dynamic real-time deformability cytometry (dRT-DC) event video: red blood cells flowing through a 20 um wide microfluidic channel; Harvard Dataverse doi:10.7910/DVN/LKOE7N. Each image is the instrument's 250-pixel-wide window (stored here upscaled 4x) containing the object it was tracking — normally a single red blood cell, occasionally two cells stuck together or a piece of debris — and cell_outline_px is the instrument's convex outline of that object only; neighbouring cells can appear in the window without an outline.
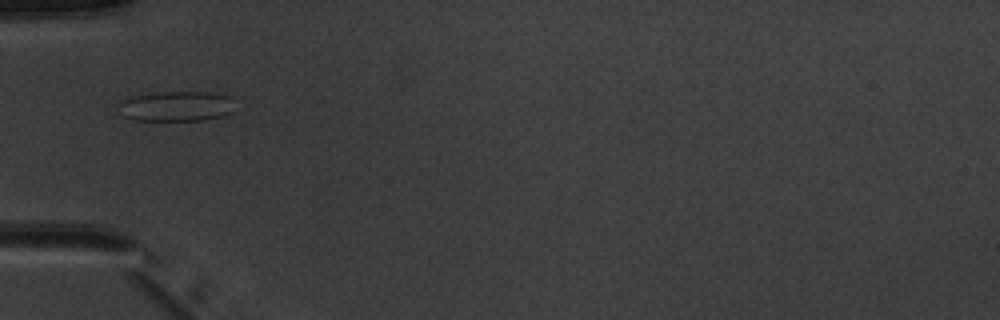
{"species": "common noctule bat (a hibernating species)", "species_latin": "Nyctalus noctula", "temperature_condition": "warm", "stored_images_in_passage": 6, "camera_frame_rate_fps": 3000, "um_per_image_px": 0.085, "animal": {"sex": "male", "body_mass_g": 20.1, "forearm_length_mm": 53.5}, "frame": {"image": 1, "passage_image": 5, "time_ms": 5.667, "image_size_px": [1000, 320], "cell_outline_px": [[232, 112], [224, 116], [200, 120], [132, 120], [124, 116], [120, 104], [124, 100], [136, 96], [164, 92], [208, 92], [228, 96]], "centroid_in_image_um": [15.0, 9.04], "position_along_channel_um": 70.0, "area_um2": 19.71}}
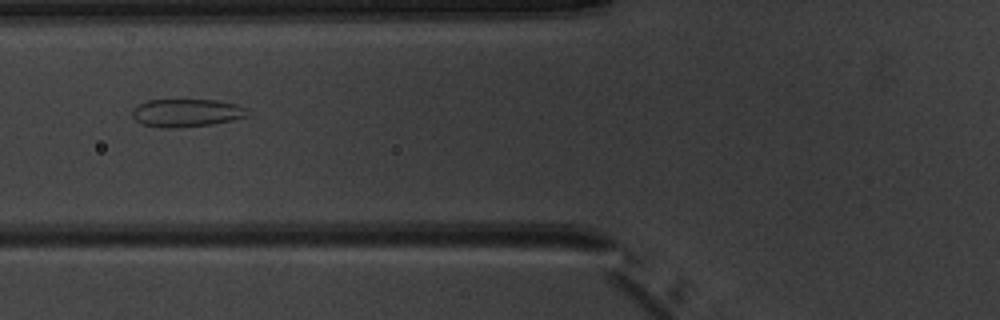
{"frame": {"image": 2, "passage_image": 6, "time_ms": 6.667, "image_size_px": [1000, 320], "cell_outline_px": [[248, 116], [232, 120], [212, 124], [160, 128], [144, 124], [136, 120], [132, 116], [132, 108], [136, 104], [148, 100], [216, 100], [236, 104], [248, 108]], "centroid_in_image_um": [15.84, 9.58], "position_along_channel_um": 110.0, "area_um2": 18.67}}